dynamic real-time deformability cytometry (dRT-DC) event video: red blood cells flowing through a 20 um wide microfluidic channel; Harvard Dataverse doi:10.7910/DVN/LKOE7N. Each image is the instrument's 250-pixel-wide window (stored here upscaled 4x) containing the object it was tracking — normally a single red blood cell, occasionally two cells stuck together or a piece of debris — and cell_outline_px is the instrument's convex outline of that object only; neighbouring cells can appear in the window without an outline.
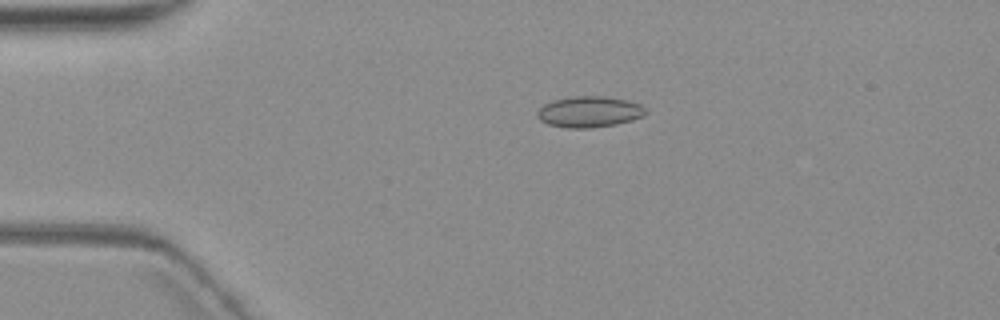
{"species": "common noctule bat (a hibernating species)", "species_latin": "Nyctalus noctula", "temperature_condition": "warm", "stored_images_in_passage": 5, "camera_frame_rate_fps": 3000, "um_per_image_px": 0.085, "animal": {"sex": "female", "body_mass_g": 19.3, "forearm_length_mm": 54.1}, "frame": {"image": 1, "passage_image": 4, "time_ms": 3.333, "image_size_px": [1000, 320], "cell_outline_px": [[648, 112], [644, 116], [632, 120], [616, 124], [592, 128], [568, 128], [548, 124], [540, 120], [536, 116], [536, 112], [544, 104], [552, 100], [572, 96], [604, 96], [628, 100], [640, 104]], "centroid_in_image_um": [50.09, 9.5], "position_along_channel_um": 34.9, "area_um2": 19.77}}